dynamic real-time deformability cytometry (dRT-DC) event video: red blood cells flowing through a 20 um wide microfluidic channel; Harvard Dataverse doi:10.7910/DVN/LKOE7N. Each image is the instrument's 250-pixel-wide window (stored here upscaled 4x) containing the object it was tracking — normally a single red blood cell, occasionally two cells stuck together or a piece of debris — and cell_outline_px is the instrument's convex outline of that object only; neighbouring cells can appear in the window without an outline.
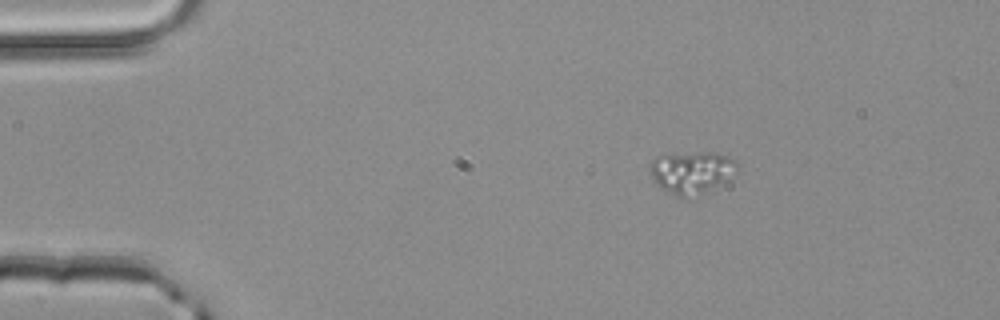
{"species": "common noctule bat (a hibernating species)", "species_latin": "Nyctalus noctula", "temperature_condition": "room temperature", "stored_images_in_passage": 42, "camera_frame_rate_fps": 3000, "um_per_image_px": 0.085, "animal": {"sex": "male", "body_mass_g": 20.4}, "frame": {"image": 1, "passage_image": 1, "time_ms": 0.0, "image_size_px": [1000, 320], "cell_outline_px": [[736, 164], [724, 180], [700, 192], [684, 196], [676, 196], [668, 192], [656, 184], [648, 168], [648, 164], [652, 160], [660, 156], [672, 152], [716, 152], [728, 156], [736, 160]], "centroid_in_image_um": [58.66, 14.56], "position_along_channel_um": 26.3, "area_um2": 20.63}}
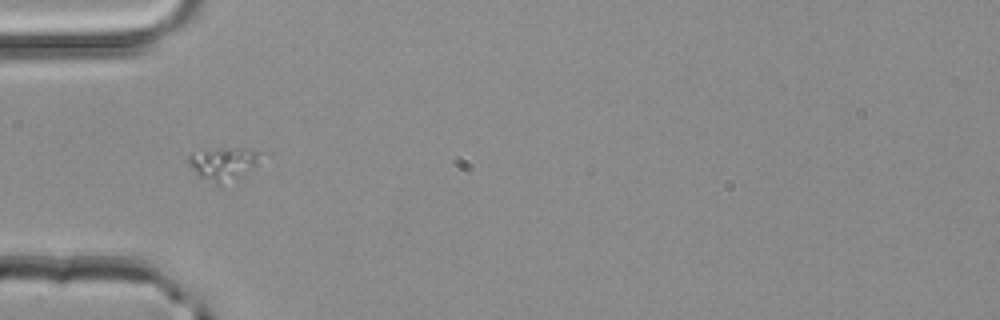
{"frame": {"image": 2, "passage_image": 9, "time_ms": 2.667, "image_size_px": [1000, 320], "cell_outline_px": [[260, 152], [256, 164], [236, 180], [220, 184], [216, 184], [200, 176], [188, 164], [188, 156], [192, 152], [220, 148], [248, 148]], "centroid_in_image_um": [18.96, 13.89], "position_along_channel_um": 66.0, "area_um2": 13.58}}